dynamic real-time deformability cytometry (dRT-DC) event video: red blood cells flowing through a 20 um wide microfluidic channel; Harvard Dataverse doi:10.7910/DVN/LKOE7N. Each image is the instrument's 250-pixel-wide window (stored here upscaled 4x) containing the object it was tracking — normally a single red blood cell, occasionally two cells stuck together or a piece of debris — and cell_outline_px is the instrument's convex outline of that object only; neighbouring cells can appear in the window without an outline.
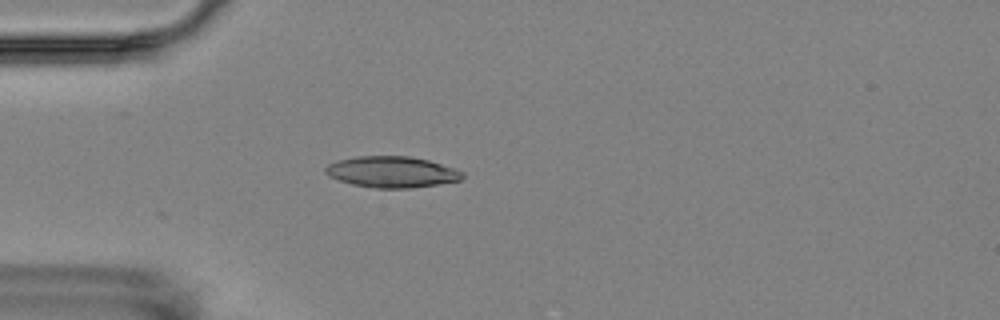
{"species": "Egyptian fruit bat (a non-hibernating species)", "species_latin": "Rousettus aegyptiacus", "temperature_condition": "room temperature", "stored_images_in_passage": 6, "camera_frame_rate_fps": 3000, "um_per_image_px": 0.085, "animal": {"sex": "female"}, "frame": {"image": 1, "passage_image": 5, "time_ms": 4.667, "image_size_px": [1000, 320], "cell_outline_px": [[464, 176], [460, 180], [440, 184], [412, 188], [376, 188], [352, 184], [328, 176], [324, 172], [324, 168], [328, 164], [336, 160], [356, 156], [408, 156], [428, 160], [464, 172]], "centroid_in_image_um": [33.27, 14.61], "position_along_channel_um": 51.7, "area_um2": 24.85}}